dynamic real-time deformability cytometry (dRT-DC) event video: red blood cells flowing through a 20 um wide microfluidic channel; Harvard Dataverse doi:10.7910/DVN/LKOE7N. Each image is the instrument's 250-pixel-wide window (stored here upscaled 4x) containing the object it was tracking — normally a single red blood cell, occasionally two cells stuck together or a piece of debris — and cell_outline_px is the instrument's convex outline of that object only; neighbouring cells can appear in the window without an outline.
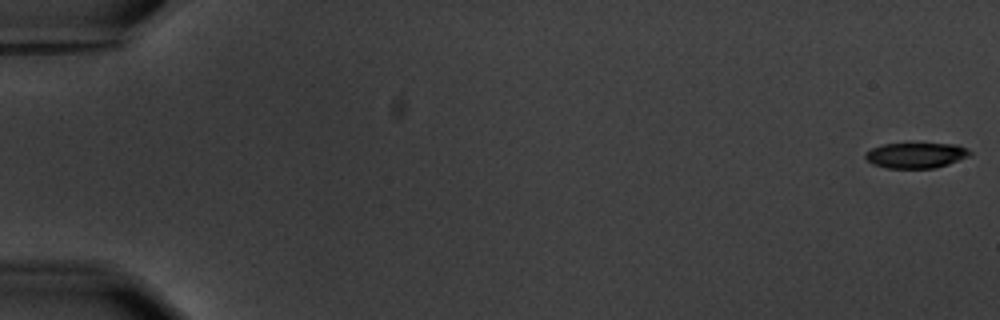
{"species": "common noctule bat (a hibernating species)", "species_latin": "Nyctalus noctula", "temperature_condition": "warm", "stored_images_in_passage": 6, "segment_of_instrument_passage": [2, 2], "camera_frame_rate_fps": 3000, "um_per_image_px": 0.085, "animal": {"sex": "male", "body_mass_g": 20.1, "forearm_length_mm": 53.5}, "frame": {"image": 1, "passage_image": 6, "time_ms": 6.667, "image_size_px": [1000, 320], "cell_outline_px": [[972, 156], [936, 168], [888, 168], [872, 164], [864, 156], [864, 152], [872, 148], [884, 144], [956, 144], [972, 152]], "centroid_in_image_um": [77.86, 13.21], "position_along_channel_um": 7.1, "area_um2": 15.49}}